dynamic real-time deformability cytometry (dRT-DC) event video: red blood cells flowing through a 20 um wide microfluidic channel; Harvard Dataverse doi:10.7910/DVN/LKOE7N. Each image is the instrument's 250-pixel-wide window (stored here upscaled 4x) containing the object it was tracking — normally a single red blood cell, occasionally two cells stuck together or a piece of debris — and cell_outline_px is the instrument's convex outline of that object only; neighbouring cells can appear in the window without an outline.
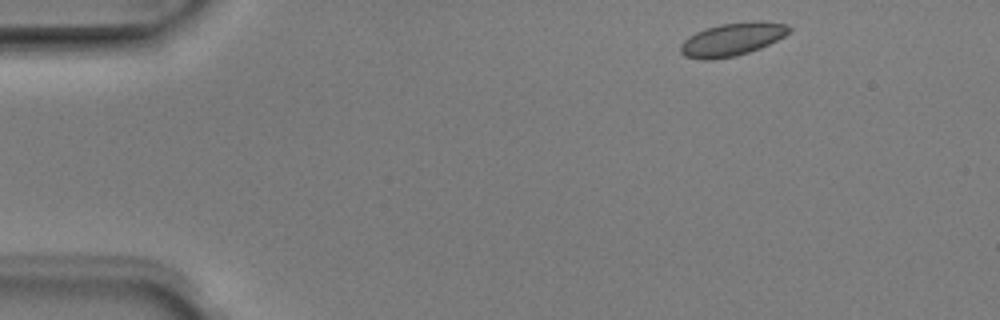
{"species": "Egyptian fruit bat (a non-hibernating species)", "species_latin": "Rousettus aegyptiacus", "temperature_condition": "room temperature", "stored_images_in_passage": 3, "camera_frame_rate_fps": 3000, "um_per_image_px": 0.085, "animal": {"sex": "male"}, "frame": {"image": 1, "passage_image": 1, "time_ms": 0.0, "image_size_px": [1000, 320], "cell_outline_px": [[792, 28], [784, 36], [760, 48], [736, 56], [712, 60], [700, 60], [684, 56], [680, 52], [680, 44], [688, 36], [704, 28], [720, 24], [752, 20], [760, 20], [788, 24]], "centroid_in_image_um": [62.21, 3.33], "position_along_channel_um": 22.8, "area_um2": 21.21}}